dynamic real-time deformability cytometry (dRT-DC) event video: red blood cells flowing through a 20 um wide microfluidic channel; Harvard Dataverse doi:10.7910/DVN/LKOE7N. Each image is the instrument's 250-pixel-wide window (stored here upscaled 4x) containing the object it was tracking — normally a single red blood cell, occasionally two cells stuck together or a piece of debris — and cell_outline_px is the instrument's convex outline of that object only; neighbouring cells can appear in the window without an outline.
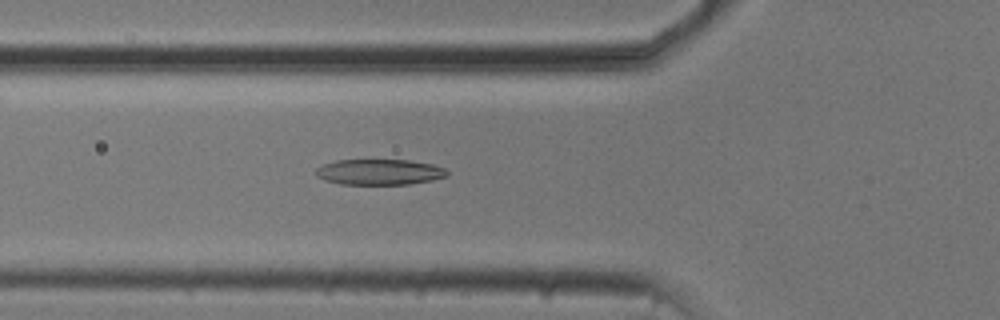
{"species": "common noctule bat (a hibernating species)", "species_latin": "Nyctalus noctula", "temperature_condition": "cold", "stored_images_in_passage": 52, "camera_frame_rate_fps": 3000, "um_per_image_px": 0.085, "animal": {"sex": "male", "body_mass_g": 20.5, "forearm_length_mm": 52.5}, "frame": {"image": 1, "passage_image": 18, "time_ms": 5.667, "image_size_px": [1000, 320], "cell_outline_px": [[448, 176], [432, 180], [408, 184], [340, 184], [324, 180], [316, 176], [316, 168], [324, 164], [336, 160], [408, 160], [432, 164], [444, 168], [448, 172]], "centroid_in_image_um": [32.24, 14.62], "position_along_channel_um": 93.6, "area_um2": 19.59}}
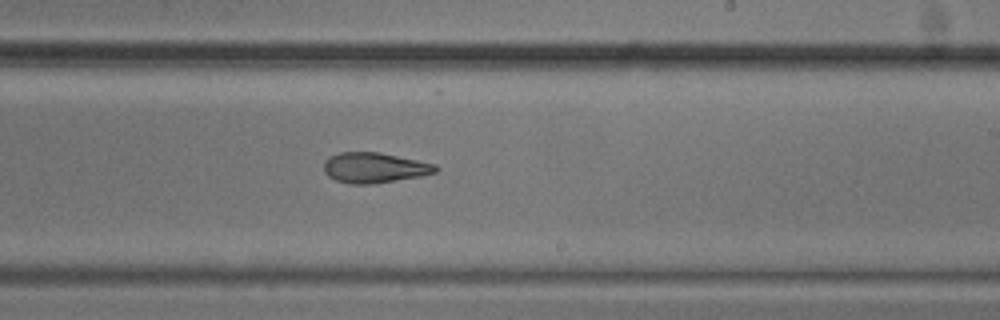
{"frame": {"image": 2, "passage_image": 31, "time_ms": 10.0, "image_size_px": [1000, 320], "cell_outline_px": [[440, 168], [436, 172], [420, 176], [368, 184], [348, 184], [336, 180], [328, 176], [324, 172], [324, 160], [328, 156], [340, 152], [380, 152], [436, 164]], "centroid_in_image_um": [31.8, 14.24], "position_along_channel_um": 257.2, "area_um2": 19.77}}
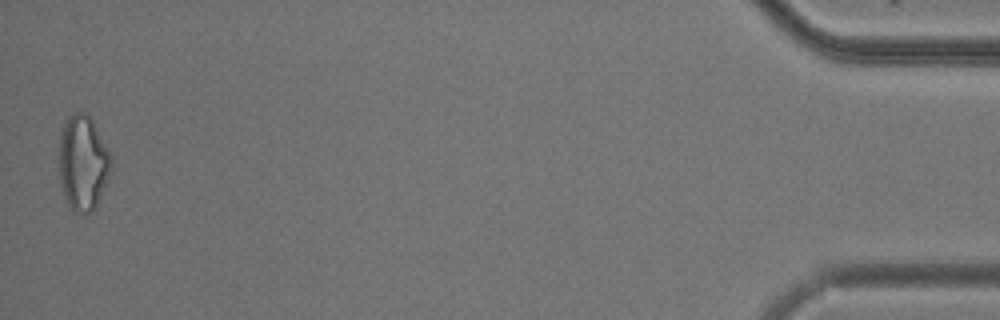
{"frame": {"image": 3, "passage_image": 52, "time_ms": 17.0, "image_size_px": [1000, 320], "cell_outline_px": [[112, 172], [92, 212], [84, 216], [72, 212], [68, 204], [60, 184], [60, 128], [68, 116], [76, 112], [84, 112], [92, 120], [112, 156]], "centroid_in_image_um": [7.06, 13.87], "position_along_channel_um": 428.1, "area_um2": 29.13}, "authors_computed_cell_mechanics": {"area_um2": 20.5768, "velocity_mm_per_s": 3.7561, "shape_relaxation_time_tau1_ms": 5.2034, "shape_relaxation_time_tau2_ms": 2.6896, "deformation_change_tau1": 0.1709, "deformation_change_tau2": 0.1117}}